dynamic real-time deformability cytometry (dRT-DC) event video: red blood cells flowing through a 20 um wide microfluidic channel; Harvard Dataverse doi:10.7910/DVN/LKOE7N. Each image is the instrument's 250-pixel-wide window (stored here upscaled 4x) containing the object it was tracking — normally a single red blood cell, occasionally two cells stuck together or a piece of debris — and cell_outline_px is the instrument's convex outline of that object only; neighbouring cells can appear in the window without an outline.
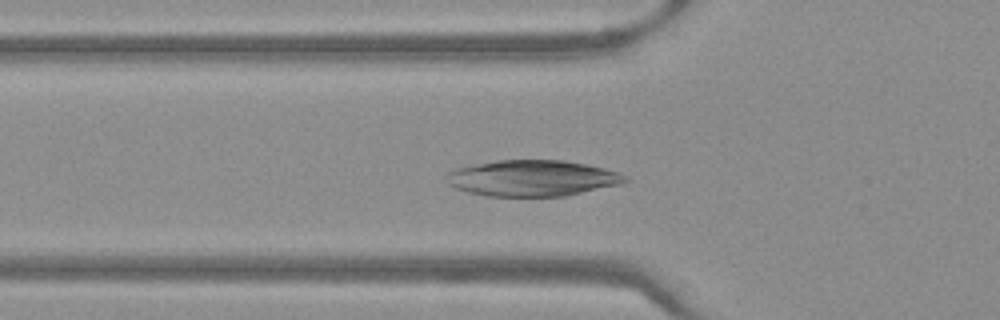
{"species": "Egyptian fruit bat (a non-hibernating species)", "species_latin": "Rousettus aegyptiacus", "temperature_condition": "warm", "stored_images_in_passage": 48, "camera_frame_rate_fps": 3000, "um_per_image_px": 0.085, "frame": {"image": 1, "passage_image": 15, "time_ms": 4.667, "image_size_px": [1000, 320], "cell_outline_px": [[628, 180], [620, 184], [564, 196], [488, 196], [468, 192], [456, 188], [448, 184], [448, 172], [456, 168], [472, 164], [496, 160], [564, 160], [604, 168], [620, 172], [628, 176]], "centroid_in_image_um": [45.25, 15.14], "position_along_channel_um": 80.5, "area_um2": 37.45}}
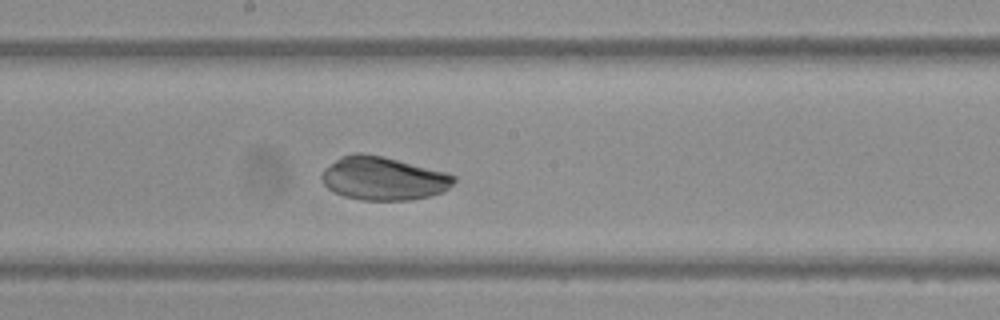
{"frame": {"image": 2, "passage_image": 25, "time_ms": 8.0, "image_size_px": [1000, 320], "cell_outline_px": [[456, 180], [448, 188], [440, 192], [428, 196], [408, 200], [364, 200], [344, 196], [328, 188], [324, 184], [320, 176], [324, 168], [340, 156], [352, 152], [360, 152], [384, 156], [448, 172], [456, 176]], "centroid_in_image_um": [32.57, 15.14], "position_along_channel_um": 215.6, "area_um2": 33.58}}
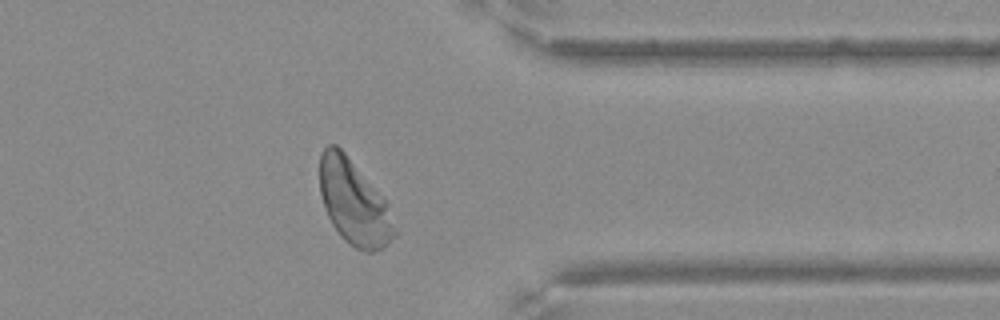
{"frame": {"image": 3, "passage_image": 38, "time_ms": 12.333, "image_size_px": [1000, 320], "cell_outline_px": [[400, 232], [384, 248], [372, 252], [364, 252], [356, 248], [344, 240], [340, 236], [332, 224], [324, 208], [320, 192], [320, 156], [324, 148], [328, 144], [336, 144], [344, 152], [388, 204]], "centroid_in_image_um": [30.12, 17.27], "position_along_channel_um": 381.3, "area_um2": 37.05}}